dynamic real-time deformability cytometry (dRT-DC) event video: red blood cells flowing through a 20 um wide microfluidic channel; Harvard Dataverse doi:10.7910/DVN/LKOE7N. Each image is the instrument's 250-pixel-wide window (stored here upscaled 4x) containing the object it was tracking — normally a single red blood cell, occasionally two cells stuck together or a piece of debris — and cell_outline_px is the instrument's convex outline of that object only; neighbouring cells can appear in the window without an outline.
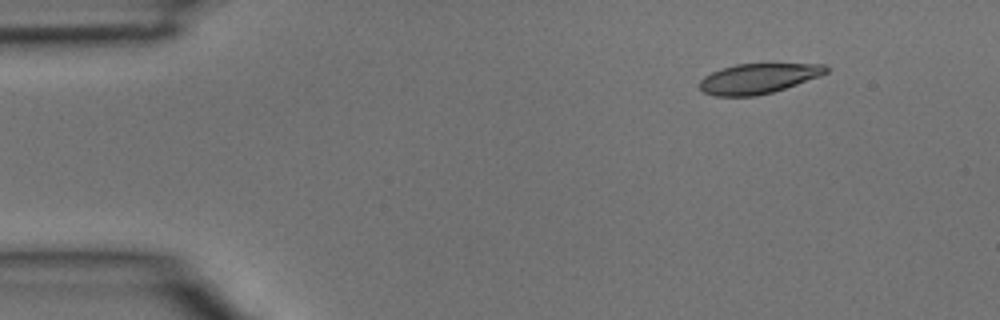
{"species": "common noctule bat (a hibernating species)", "species_latin": "Nyctalus noctula", "temperature_condition": "room temperature", "stored_images_in_passage": 3, "camera_frame_rate_fps": 3000, "um_per_image_px": 0.085, "animal": {"sex": "male", "body_mass_g": 15.6}, "frame": {"image": 1, "passage_image": 1, "time_ms": 0.0, "image_size_px": [1000, 320], "cell_outline_px": [[828, 72], [820, 76], [772, 92], [756, 96], [716, 96], [704, 92], [700, 88], [700, 80], [704, 76], [712, 72], [736, 64], [824, 64], [828, 68]], "centroid_in_image_um": [64.44, 6.67], "position_along_channel_um": 20.6, "area_um2": 21.85}}
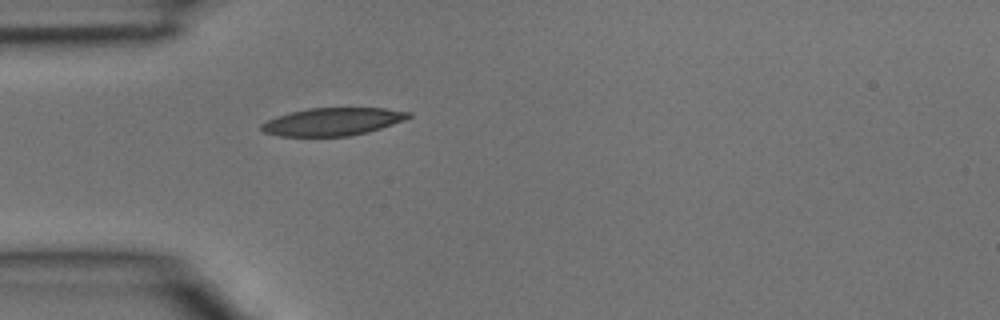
{"frame": {"image": 2, "passage_image": 3, "time_ms": 0.667, "image_size_px": [1000, 320], "cell_outline_px": [[412, 116], [404, 120], [368, 132], [348, 136], [280, 136], [264, 132], [260, 128], [260, 124], [268, 120], [292, 112], [308, 108], [384, 108], [412, 112]], "centroid_in_image_um": [28.3, 10.34], "position_along_channel_um": 56.7, "area_um2": 23.58}}